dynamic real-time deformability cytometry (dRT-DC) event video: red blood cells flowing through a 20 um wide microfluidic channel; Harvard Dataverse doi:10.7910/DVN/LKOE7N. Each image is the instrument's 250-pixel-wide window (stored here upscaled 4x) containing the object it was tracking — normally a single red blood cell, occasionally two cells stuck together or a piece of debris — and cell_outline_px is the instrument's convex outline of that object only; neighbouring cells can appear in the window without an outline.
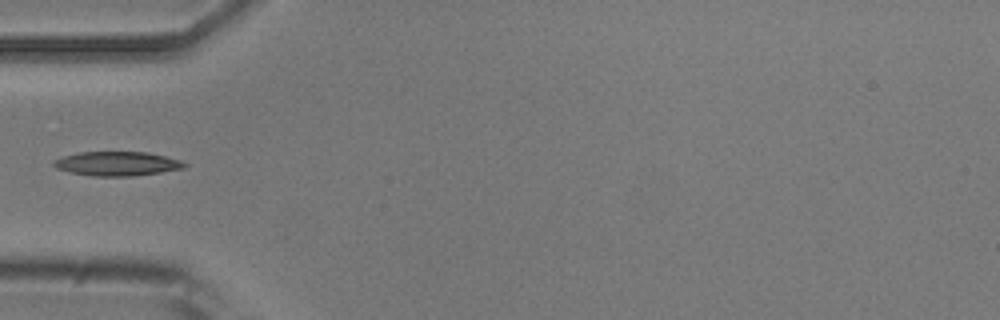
{"species": "common noctule bat (a hibernating species)", "species_latin": "Nyctalus noctula", "temperature_condition": "room temperature", "stored_images_in_passage": 1, "camera_frame_rate_fps": 3000, "um_per_image_px": 0.085, "animal": {"sex": "male", "body_mass_g": 20.5, "forearm_length_mm": 52.5}, "frame": {"image": 1, "passage_image": 1, "time_ms": 0.0, "image_size_px": [1000, 320], "cell_outline_px": [[188, 164], [184, 168], [160, 172], [132, 176], [92, 176], [68, 172], [56, 168], [52, 164], [52, 160], [64, 156], [80, 152], [148, 152], [180, 160]], "centroid_in_image_um": [9.92, 13.91], "position_along_channel_um": 75.1, "area_um2": 18.44}}